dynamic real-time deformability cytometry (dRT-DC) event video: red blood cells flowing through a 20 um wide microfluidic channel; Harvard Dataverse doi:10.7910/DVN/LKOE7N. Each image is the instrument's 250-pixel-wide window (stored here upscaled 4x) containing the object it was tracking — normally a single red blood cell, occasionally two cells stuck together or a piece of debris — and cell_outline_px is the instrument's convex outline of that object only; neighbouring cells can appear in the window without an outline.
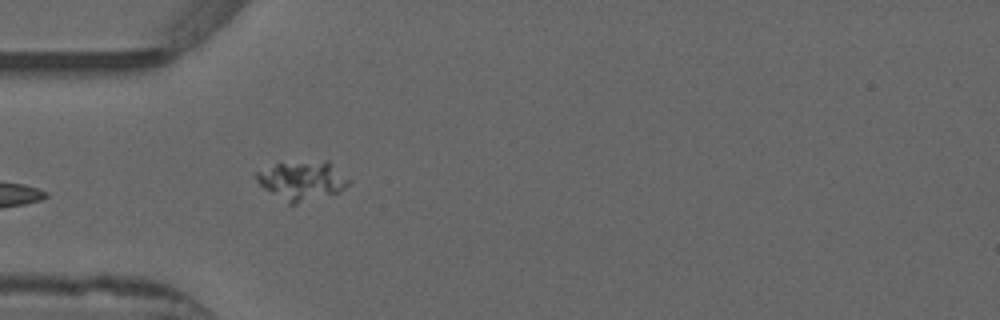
{"species": "common noctule bat (a hibernating species)", "species_latin": "Nyctalus noctula", "temperature_condition": "warm", "stored_images_in_passage": 35, "camera_frame_rate_fps": 3000, "um_per_image_px": 0.085, "animal": {"sex": "male", "forearm_length_mm": 52.5}, "frame": {"image": 1, "passage_image": 1, "time_ms": 0.0, "image_size_px": [1000, 320], "cell_outline_px": [[348, 184], [340, 192], [296, 204], [288, 204], [264, 188], [256, 180], [256, 172], [276, 164], [324, 160], [328, 160], [348, 180]], "centroid_in_image_um": [25.67, 15.36], "position_along_channel_um": 59.3, "area_um2": 20.58}, "authors_computed_cell_mechanics": {"area_um2": 17.5712, "velocity_mm_per_s": 3.8566, "shape_relaxation_time_tau1_ms": 1.4673, "shape_relaxation_time_tau2_ms": null, "deformation_change_tau1": 0.0712, "deformation_change_tau2": null}}